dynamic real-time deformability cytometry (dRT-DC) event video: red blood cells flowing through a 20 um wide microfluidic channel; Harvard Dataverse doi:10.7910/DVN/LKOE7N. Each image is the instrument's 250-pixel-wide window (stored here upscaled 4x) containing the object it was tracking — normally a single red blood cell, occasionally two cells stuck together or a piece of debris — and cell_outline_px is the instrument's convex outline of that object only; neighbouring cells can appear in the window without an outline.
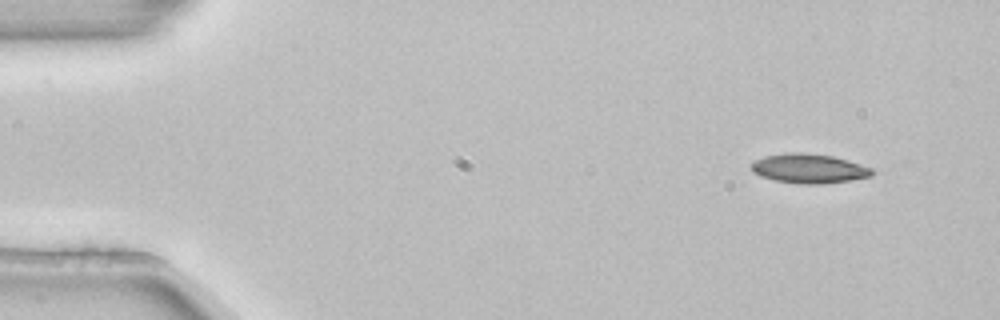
{"species": "common noctule bat (a hibernating species)", "species_latin": "Nyctalus noctula", "temperature_condition": "room temperature", "stored_images_in_passage": 4, "camera_frame_rate_fps": 3000, "um_per_image_px": 0.085, "animal": {"sex": "female", "body_mass_g": 22.7, "forearm_length_mm": 54.2}, "frame": {"image": 1, "passage_image": 1, "time_ms": 0.0, "image_size_px": [1000, 320], "cell_outline_px": [[876, 172], [872, 176], [824, 184], [800, 184], [776, 180], [760, 176], [752, 172], [748, 164], [764, 156], [792, 152], [800, 152], [832, 156], [848, 160], [872, 168]], "centroid_in_image_um": [68.74, 14.32], "position_along_channel_um": 16.3, "area_um2": 20.75}}
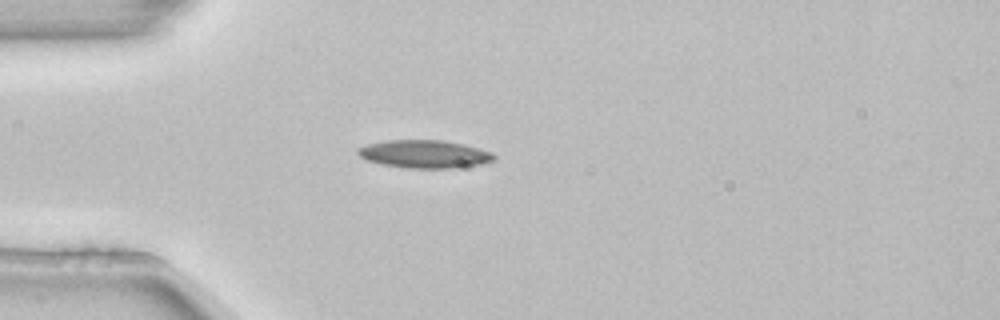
{"frame": {"image": 2, "passage_image": 4, "time_ms": 1.0, "image_size_px": [1000, 320], "cell_outline_px": [[496, 156], [492, 160], [480, 164], [456, 168], [408, 168], [380, 164], [364, 160], [356, 152], [356, 148], [368, 144], [388, 140], [444, 140], [492, 152]], "centroid_in_image_um": [36.01, 13.1], "position_along_channel_um": 49.0, "area_um2": 22.08}}